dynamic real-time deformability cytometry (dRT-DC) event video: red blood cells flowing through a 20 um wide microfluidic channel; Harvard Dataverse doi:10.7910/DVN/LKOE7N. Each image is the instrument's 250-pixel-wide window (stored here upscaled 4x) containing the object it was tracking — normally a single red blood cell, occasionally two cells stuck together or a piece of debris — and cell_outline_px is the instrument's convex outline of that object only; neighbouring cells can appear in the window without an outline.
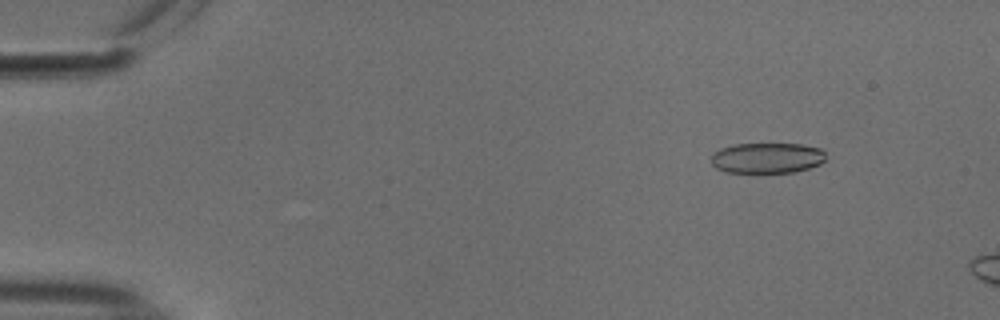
{"species": "common noctule bat (a hibernating species)", "species_latin": "Nyctalus noctula", "temperature_condition": "cold", "stored_images_in_passage": 54, "camera_frame_rate_fps": 3000, "um_per_image_px": 0.085, "animal": {"sex": "male", "body_mass_g": 18.8}, "frame": {"image": 1, "passage_image": 7, "time_ms": 2.0, "image_size_px": [1000, 320], "cell_outline_px": [[824, 160], [820, 164], [808, 168], [792, 172], [724, 172], [716, 168], [712, 164], [712, 152], [720, 148], [732, 144], [800, 144], [820, 148], [824, 152]], "centroid_in_image_um": [65.16, 13.42], "position_along_channel_um": 19.8, "area_um2": 20.35}}
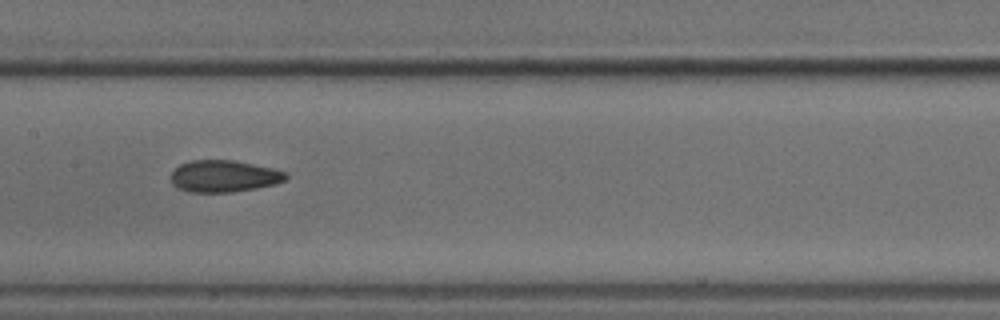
{"frame": {"image": 2, "passage_image": 28, "time_ms": 9.0, "image_size_px": [1000, 320], "cell_outline_px": [[288, 176], [284, 180], [276, 184], [256, 188], [232, 192], [188, 192], [176, 188], [172, 184], [172, 172], [180, 164], [192, 160], [236, 160], [272, 168], [288, 172]], "centroid_in_image_um": [19.04, 14.97], "position_along_channel_um": 188.4, "area_um2": 21.44}}
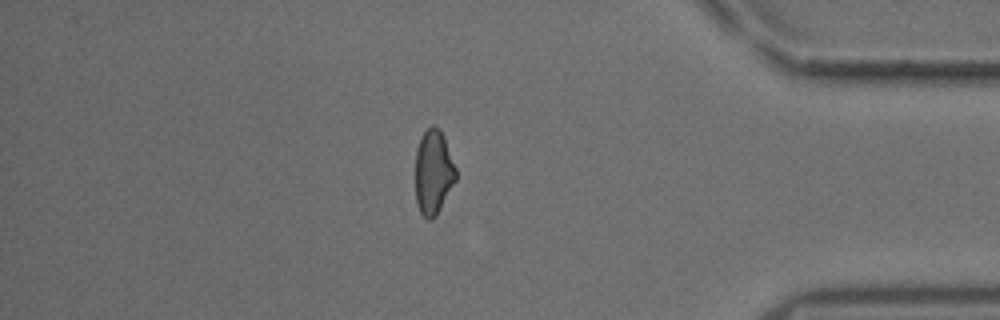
{"frame": {"image": 3, "passage_image": 47, "time_ms": 15.333, "image_size_px": [1000, 320], "cell_outline_px": [[456, 180], [436, 216], [432, 220], [428, 220], [420, 212], [416, 204], [416, 148], [424, 132], [432, 124], [440, 128], [444, 136], [456, 168]], "centroid_in_image_um": [36.84, 14.64], "position_along_channel_um": 398.4, "area_um2": 20.0}}